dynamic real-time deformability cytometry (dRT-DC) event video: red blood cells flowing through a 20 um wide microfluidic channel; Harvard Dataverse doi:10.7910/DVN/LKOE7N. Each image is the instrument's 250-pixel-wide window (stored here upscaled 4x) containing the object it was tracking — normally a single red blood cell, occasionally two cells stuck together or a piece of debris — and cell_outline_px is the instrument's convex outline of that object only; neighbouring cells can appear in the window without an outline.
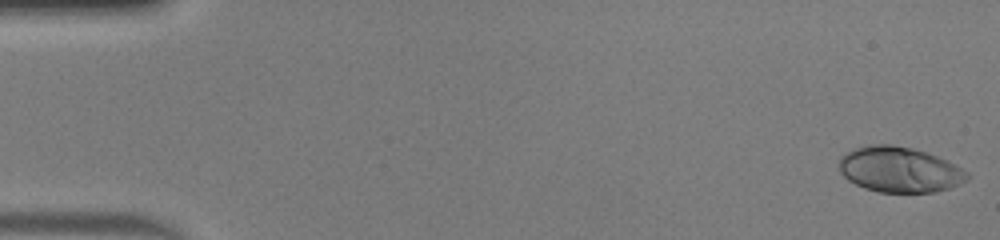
{"species": "human", "species_latin": "Homo sapiens", "temperature_condition": "warm", "stored_images_in_passage": 48, "camera_frame_rate_fps": 3000, "um_per_image_px": 0.085, "donor": {"sex": "male"}, "frame": {"image": 1, "passage_image": 1, "time_ms": 0.0, "image_size_px": [1000, 240], "cell_outline_px": [[968, 180], [960, 184], [936, 192], [880, 192], [864, 188], [848, 180], [840, 172], [840, 156], [844, 152], [868, 144], [892, 144], [912, 148], [936, 156], [956, 164], [968, 172]], "centroid_in_image_um": [76.45, 14.41], "position_along_channel_um": 8.6, "area_um2": 33.99}}
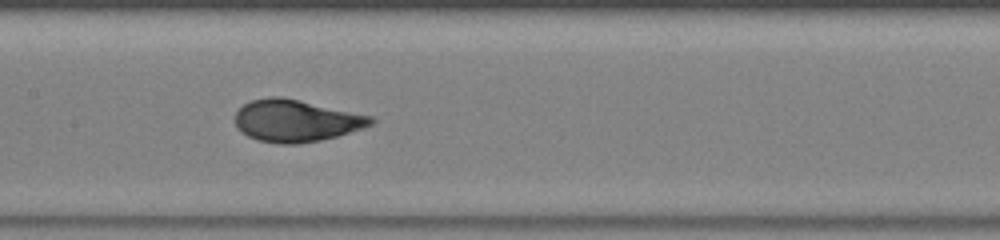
{"frame": {"image": 2, "passage_image": 24, "time_ms": 7.667, "image_size_px": [1000, 240], "cell_outline_px": [[376, 120], [372, 124], [364, 128], [336, 136], [320, 140], [296, 144], [280, 144], [260, 140], [248, 136], [236, 128], [236, 112], [244, 104], [252, 100], [268, 96], [280, 96], [372, 116]], "centroid_in_image_um": [25.16, 10.26], "position_along_channel_um": 182.2, "area_um2": 33.0}}
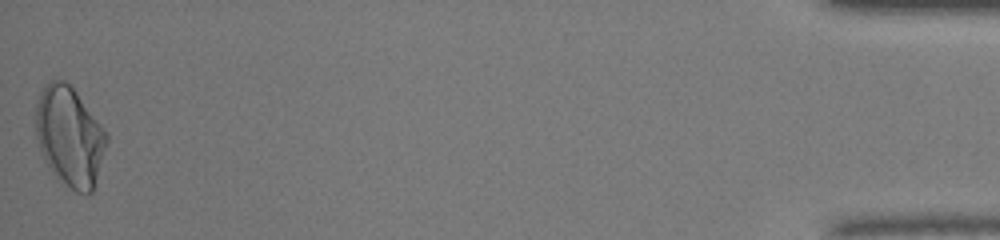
{"frame": {"image": 3, "passage_image": 48, "time_ms": 15.667, "image_size_px": [1000, 240], "cell_outline_px": [[108, 140], [92, 192], [88, 196], [76, 192], [56, 176], [44, 160], [36, 136], [36, 104], [40, 92], [44, 84], [48, 80], [64, 80], [76, 92], [108, 132]], "centroid_in_image_um": [5.92, 11.58], "position_along_channel_um": 429.3, "area_um2": 40.98}, "authors_computed_cell_mechanics": {"area_um2": 33.1772, "velocity_mm_per_s": 4.2821, "shape_relaxation_time_tau1_ms": 4.0872, "shape_relaxation_time_tau2_ms": null, "deformation_change_tau1": 0.2193, "deformation_change_tau2": null}}